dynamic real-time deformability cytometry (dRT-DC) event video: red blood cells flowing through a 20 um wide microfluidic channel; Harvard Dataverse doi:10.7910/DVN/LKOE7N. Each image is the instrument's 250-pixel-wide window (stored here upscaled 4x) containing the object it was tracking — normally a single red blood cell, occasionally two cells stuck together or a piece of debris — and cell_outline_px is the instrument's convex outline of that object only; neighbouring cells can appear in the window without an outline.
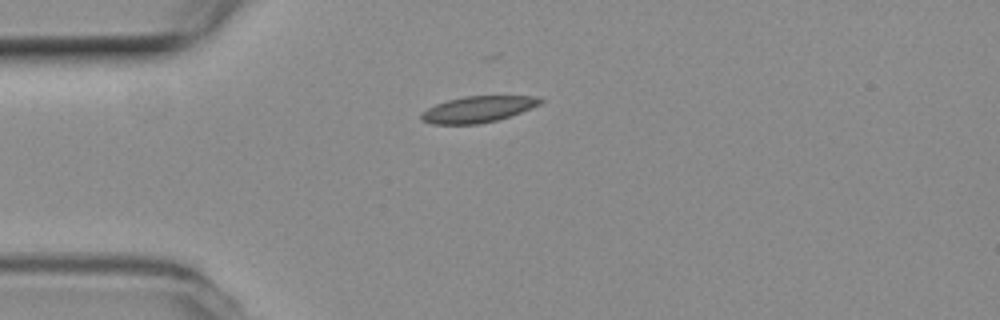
{"species": "common noctule bat (a hibernating species)", "species_latin": "Nyctalus noctula", "temperature_condition": "room temperature", "stored_images_in_passage": 43, "camera_frame_rate_fps": 3000, "um_per_image_px": 0.085, "animal": {"sex": "female", "body_mass_g": 19.3, "forearm_length_mm": 54.1}, "frame": {"image": 1, "passage_image": 1, "time_ms": 0.0, "image_size_px": [1000, 320], "cell_outline_px": [[544, 100], [540, 104], [520, 112], [496, 120], [476, 124], [432, 124], [420, 120], [420, 116], [428, 108], [436, 104], [448, 100], [464, 96], [540, 96]], "centroid_in_image_um": [40.62, 9.28], "position_along_channel_um": 44.4, "area_um2": 17.98}}
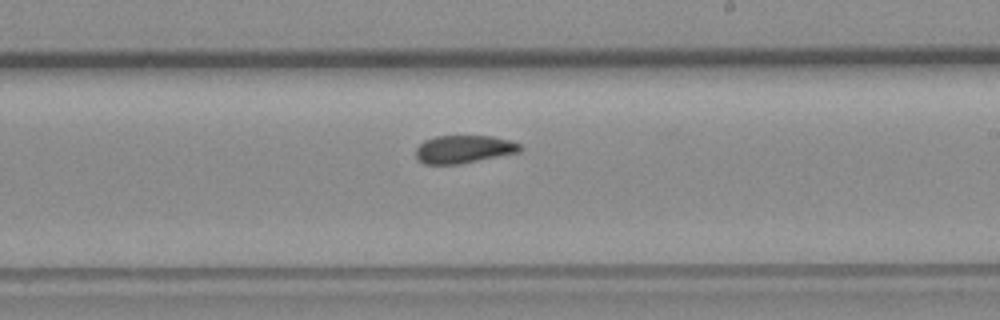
{"frame": {"image": 2, "passage_image": 19, "time_ms": 6.0, "image_size_px": [1000, 320], "cell_outline_px": [[524, 148], [520, 152], [460, 164], [424, 164], [416, 160], [416, 148], [424, 140], [436, 136], [492, 136], [508, 140], [520, 144]], "centroid_in_image_um": [39.41, 12.69], "position_along_channel_um": 249.6, "area_um2": 17.05}}
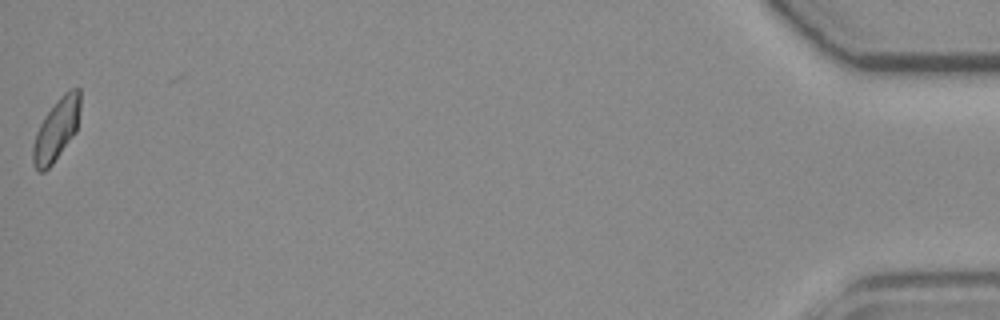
{"frame": {"image": 3, "passage_image": 42, "time_ms": 13.667, "image_size_px": [1000, 320], "cell_outline_px": [[80, 108], [76, 132], [52, 164], [44, 172], [40, 172], [32, 164], [32, 144], [36, 132], [44, 116], [60, 96], [68, 88], [80, 88]], "centroid_in_image_um": [4.78, 11.0], "position_along_channel_um": 430.4, "area_um2": 17.17}, "authors_computed_cell_mechanics": {"area_um2": 17.5134, "velocity_mm_per_s": 3.7263, "shape_relaxation_time_tau1_ms": 8.1943, "shape_relaxation_time_tau2_ms": 4.8026, "deformation_change_tau1": 0.1641, "deformation_change_tau2": 0.0967}}